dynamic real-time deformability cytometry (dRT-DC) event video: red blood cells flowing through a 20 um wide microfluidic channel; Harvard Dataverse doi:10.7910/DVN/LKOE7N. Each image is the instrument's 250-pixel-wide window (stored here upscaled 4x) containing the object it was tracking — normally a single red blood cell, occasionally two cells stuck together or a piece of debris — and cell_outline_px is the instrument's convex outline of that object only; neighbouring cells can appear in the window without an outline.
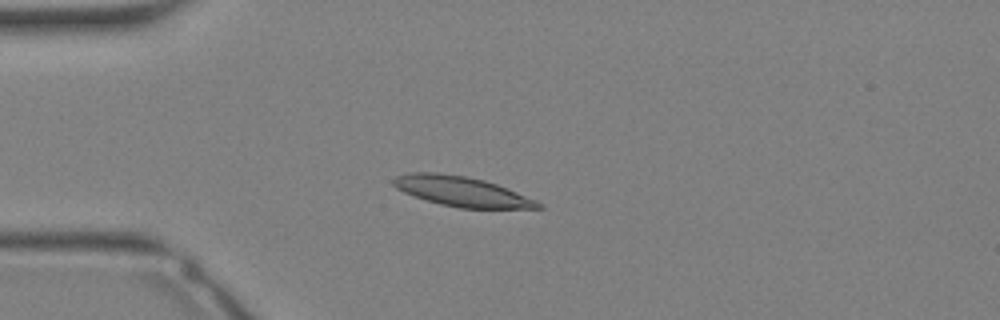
{"species": "Egyptian fruit bat (a non-hibernating species)", "species_latin": "Rousettus aegyptiacus", "temperature_condition": "warm", "stored_images_in_passage": 29, "camera_frame_rate_fps": 3000, "um_per_image_px": 0.085, "animal": {"sex": "female"}, "frame": {"image": 1, "passage_image": 4, "time_ms": 1.0, "image_size_px": [1000, 320], "cell_outline_px": [[544, 208], [460, 208], [440, 204], [404, 192], [396, 188], [392, 184], [392, 180], [396, 176], [408, 172], [436, 172], [464, 176], [484, 180], [496, 184], [536, 200], [544, 204]], "centroid_in_image_um": [39.23, 16.27], "position_along_channel_um": 45.8, "area_um2": 24.97}}
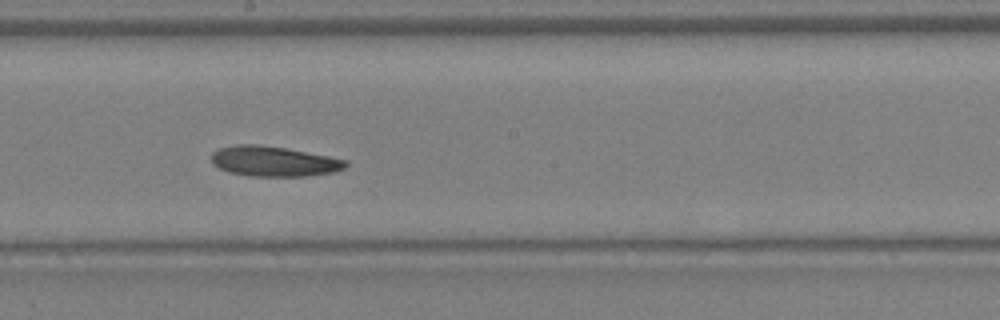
{"frame": {"image": 2, "passage_image": 14, "time_ms": 4.333, "image_size_px": [1000, 320], "cell_outline_px": [[348, 164], [344, 168], [336, 172], [304, 176], [248, 176], [228, 172], [212, 164], [212, 152], [220, 148], [236, 144], [256, 144], [284, 148], [328, 156], [348, 160]], "centroid_in_image_um": [23.27, 13.72], "position_along_channel_um": 224.9, "area_um2": 23.58}}
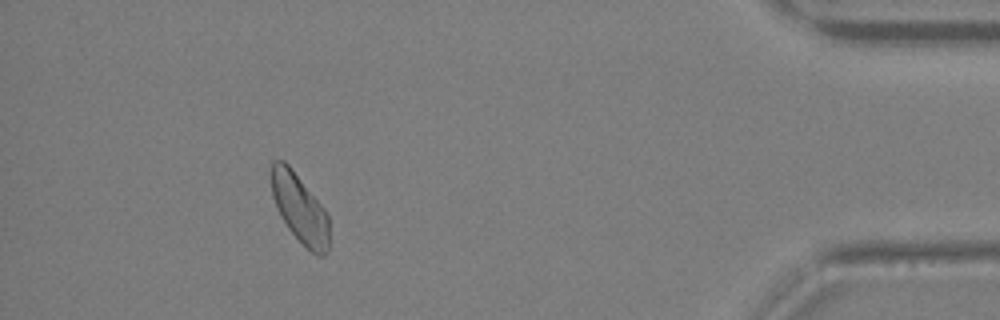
{"frame": {"image": 3, "passage_image": 26, "time_ms": 8.333, "image_size_px": [1000, 320], "cell_outline_px": [[328, 252], [324, 256], [316, 256], [288, 228], [280, 216], [276, 208], [272, 196], [268, 172], [272, 160], [284, 160], [292, 168], [324, 208], [328, 216]], "centroid_in_image_um": [25.42, 17.66], "position_along_channel_um": 409.8, "area_um2": 23.47}}